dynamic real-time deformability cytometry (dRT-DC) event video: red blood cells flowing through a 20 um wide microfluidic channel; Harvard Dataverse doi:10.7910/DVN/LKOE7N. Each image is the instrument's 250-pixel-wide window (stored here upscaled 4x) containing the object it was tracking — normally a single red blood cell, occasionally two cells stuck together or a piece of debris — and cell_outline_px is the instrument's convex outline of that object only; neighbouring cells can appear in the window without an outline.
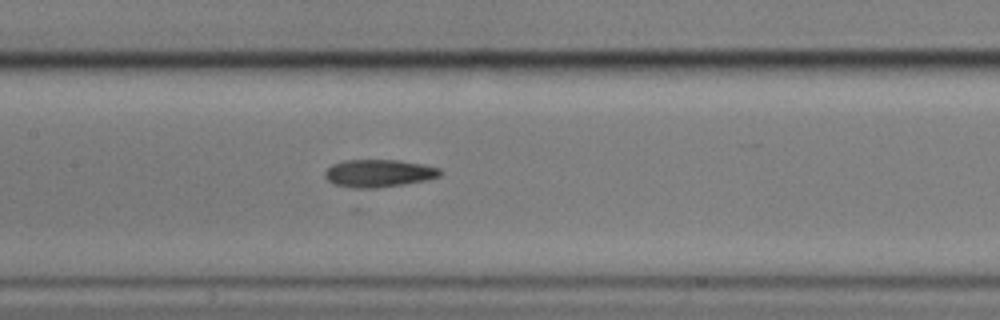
{"species": "common noctule bat (a hibernating species)", "species_latin": "Nyctalus noctula", "temperature_condition": "cold", "stored_images_in_passage": 5, "camera_frame_rate_fps": 3000, "um_per_image_px": 0.085, "animal": {"sex": "male", "body_mass_g": 17.9}, "frame": {"image": 1, "passage_image": 5, "time_ms": 4.667, "image_size_px": [1000, 320], "cell_outline_px": [[444, 172], [440, 176], [428, 180], [404, 184], [376, 188], [352, 188], [332, 184], [324, 176], [324, 172], [332, 164], [344, 160], [400, 160], [424, 164], [440, 168]], "centroid_in_image_um": [32.22, 14.73], "position_along_channel_um": 175.2, "area_um2": 18.84}}